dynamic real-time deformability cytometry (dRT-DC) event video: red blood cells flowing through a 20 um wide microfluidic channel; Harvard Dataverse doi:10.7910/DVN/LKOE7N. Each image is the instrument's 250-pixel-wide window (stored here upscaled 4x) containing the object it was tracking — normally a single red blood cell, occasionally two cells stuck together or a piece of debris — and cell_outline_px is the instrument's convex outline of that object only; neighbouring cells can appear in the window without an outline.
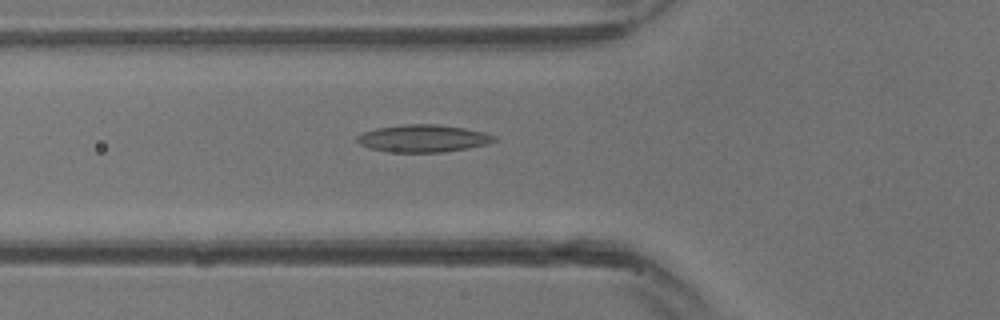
{"species": "common noctule bat (a hibernating species)", "species_latin": "Nyctalus noctula", "temperature_condition": "warm", "stored_images_in_passage": 14, "camera_frame_rate_fps": 3000, "um_per_image_px": 0.085, "animal": {"sex": "male", "body_mass_g": 13.3}, "frame": {"image": 1, "passage_image": 3, "time_ms": 0.667, "image_size_px": [1000, 320], "cell_outline_px": [[500, 140], [488, 144], [468, 148], [440, 152], [388, 152], [368, 148], [360, 144], [356, 140], [356, 136], [364, 132], [376, 128], [404, 124], [436, 124], [464, 128], [484, 132], [496, 136]], "centroid_in_image_um": [35.98, 11.76], "position_along_channel_um": 89.8, "area_um2": 22.02}}
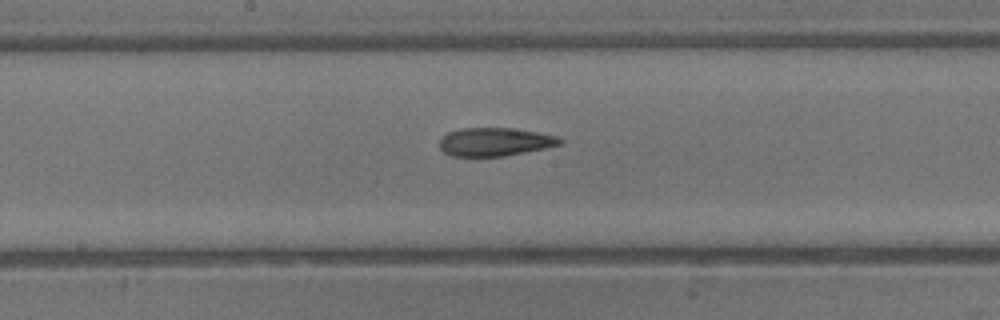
{"frame": {"image": 2, "passage_image": 8, "time_ms": 2.333, "image_size_px": [1000, 320], "cell_outline_px": [[564, 144], [504, 156], [452, 156], [444, 152], [440, 148], [440, 136], [448, 132], [460, 128], [512, 128], [560, 136], [564, 140]], "centroid_in_image_um": [42.08, 12.05], "position_along_channel_um": 206.1, "area_um2": 20.0}}
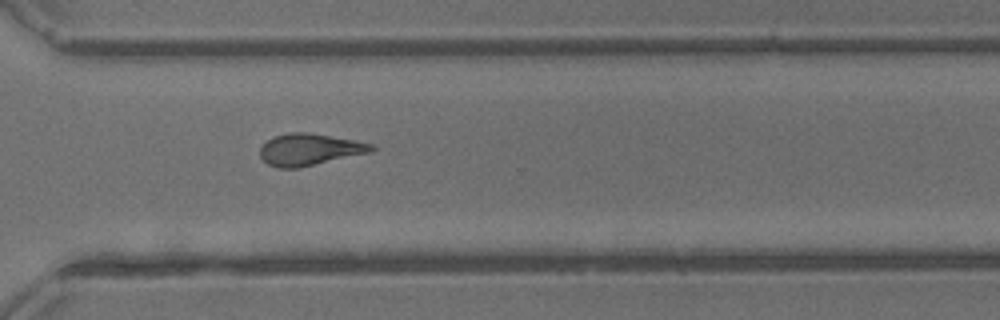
{"frame": {"image": 3, "passage_image": 14, "time_ms": 4.333, "image_size_px": [1000, 320], "cell_outline_px": [[376, 148], [372, 152], [296, 168], [276, 168], [268, 164], [260, 156], [260, 148], [272, 136], [288, 132], [308, 132], [356, 140], [376, 144]], "centroid_in_image_um": [26.34, 12.69], "position_along_channel_um": 344.3, "area_um2": 20.75}}